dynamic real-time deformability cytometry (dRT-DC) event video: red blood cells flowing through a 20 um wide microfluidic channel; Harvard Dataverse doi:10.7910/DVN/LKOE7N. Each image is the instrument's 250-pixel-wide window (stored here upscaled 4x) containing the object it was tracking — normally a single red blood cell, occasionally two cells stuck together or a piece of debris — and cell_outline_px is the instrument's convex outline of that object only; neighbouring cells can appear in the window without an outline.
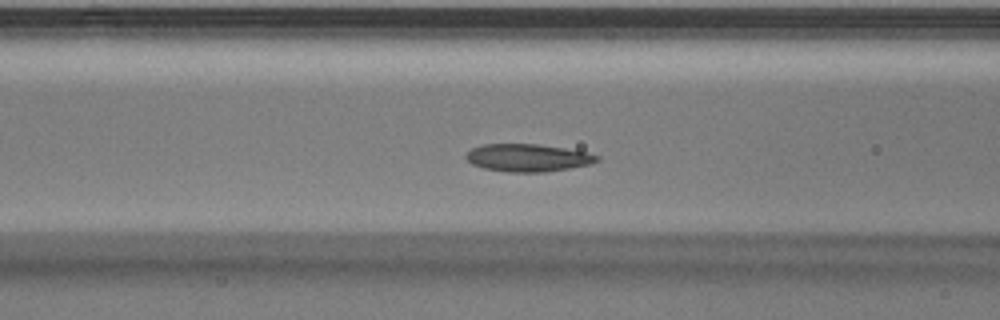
{"species": "Egyptian fruit bat (a non-hibernating species)", "species_latin": "Rousettus aegyptiacus", "temperature_condition": "warm", "stored_images_in_passage": 37, "camera_frame_rate_fps": 3000, "um_per_image_px": 0.085, "animal": {"sex": "male"}, "frame": {"image": 1, "passage_image": 11, "time_ms": 3.333, "image_size_px": [1000, 320], "cell_outline_px": [[600, 160], [592, 164], [544, 172], [508, 172], [484, 168], [472, 164], [464, 156], [472, 148], [480, 144], [536, 144], [564, 148], [584, 152], [600, 156]], "centroid_in_image_um": [44.85, 13.41], "position_along_channel_um": 121.7, "area_um2": 20.98}}
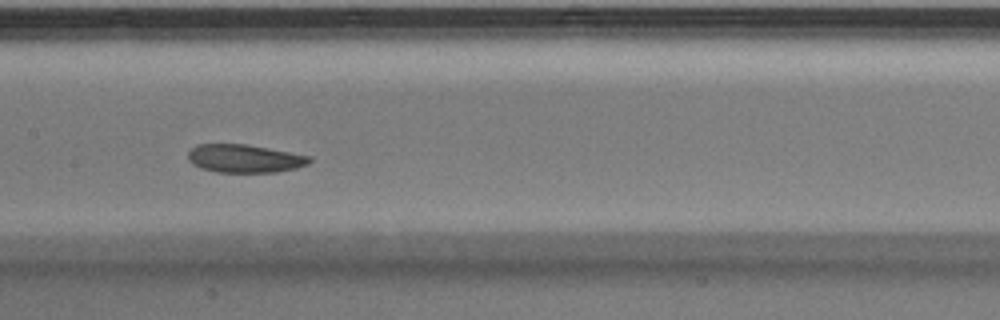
{"frame": {"image": 2, "passage_image": 15, "time_ms": 4.667, "image_size_px": [1000, 320], "cell_outline_px": [[312, 160], [308, 164], [296, 168], [276, 172], [216, 172], [200, 168], [192, 164], [188, 160], [188, 152], [196, 144], [248, 144], [312, 156]], "centroid_in_image_um": [20.79, 13.47], "position_along_channel_um": 186.6, "area_um2": 20.11}}
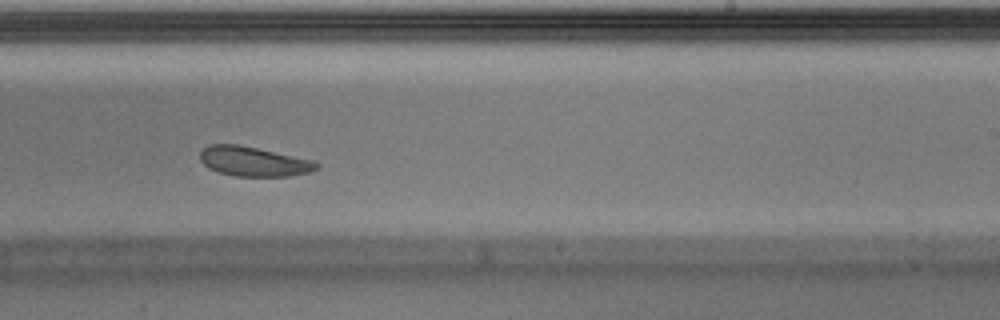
{"frame": {"image": 3, "passage_image": 20, "time_ms": 6.333, "image_size_px": [1000, 320], "cell_outline_px": [[320, 168], [308, 172], [288, 176], [236, 176], [220, 172], [208, 168], [200, 160], [200, 152], [208, 144], [236, 144], [256, 148], [312, 160], [320, 164]], "centroid_in_image_um": [21.54, 13.72], "position_along_channel_um": 267.5, "area_um2": 19.88}}